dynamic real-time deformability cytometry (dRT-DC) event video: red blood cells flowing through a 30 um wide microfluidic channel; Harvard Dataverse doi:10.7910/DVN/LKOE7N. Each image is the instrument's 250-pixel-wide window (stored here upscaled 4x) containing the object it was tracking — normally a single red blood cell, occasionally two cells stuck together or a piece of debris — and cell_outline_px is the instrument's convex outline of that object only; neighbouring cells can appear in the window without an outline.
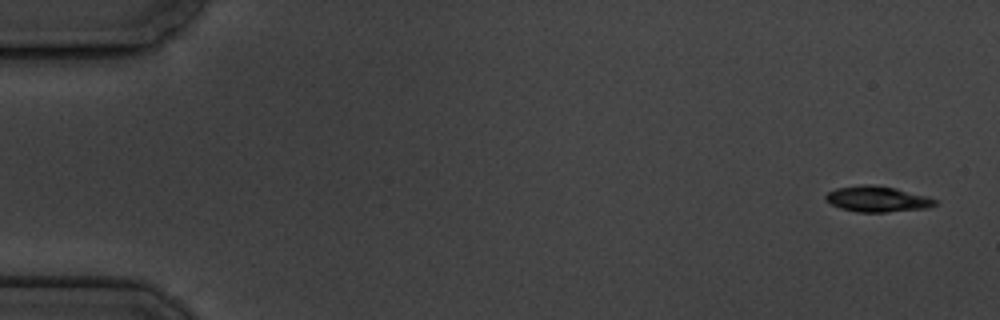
{"species": "common noctule bat (a hibernating species)", "species_latin": "Nyctalus noctula", "temperature_condition": "cold", "stored_images_in_passage": 7, "camera_frame_rate_fps": 3000, "um_per_image_px": 0.085, "animal": {"sex": "male", "body_mass_g": 19.5, "forearm_length_mm": 54.6}, "frame": {"image": 1, "passage_image": 1, "time_ms": 0.0, "image_size_px": [1000, 320], "cell_outline_px": [[936, 204], [928, 208], [884, 212], [856, 212], [840, 208], [824, 200], [824, 196], [828, 192], [836, 188], [864, 184], [872, 184], [896, 188], [928, 196], [936, 200]], "centroid_in_image_um": [74.55, 16.91], "position_along_channel_um": 10.4, "area_um2": 16.47}}
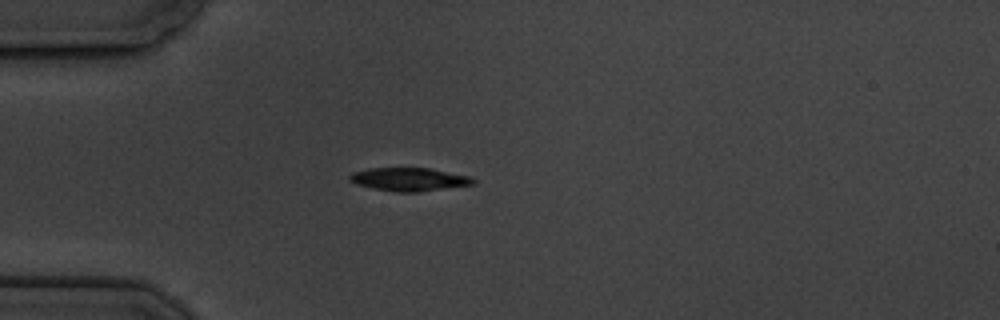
{"frame": {"image": 2, "passage_image": 5, "time_ms": 4.667, "image_size_px": [1000, 320], "cell_outline_px": [[476, 184], [416, 192], [396, 192], [356, 184], [348, 180], [348, 176], [352, 172], [368, 168], [428, 168], [468, 176], [476, 180]], "centroid_in_image_um": [34.75, 15.24], "position_along_channel_um": 50.3, "area_um2": 16.59}}
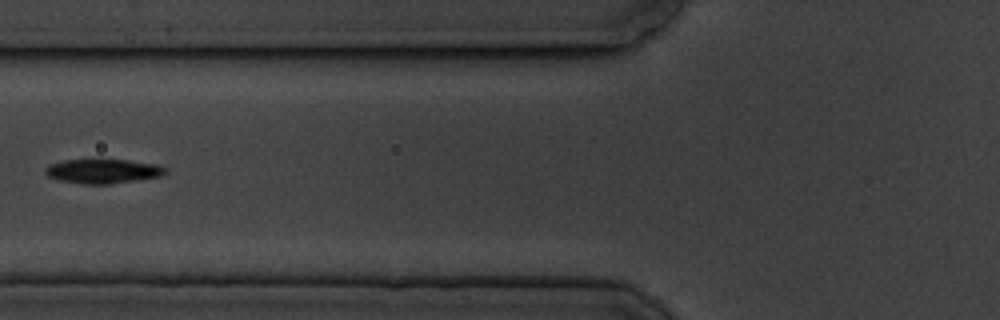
{"frame": {"image": 3, "passage_image": 7, "time_ms": 7.0, "image_size_px": [1000, 320], "cell_outline_px": [[168, 172], [160, 176], [136, 180], [108, 184], [80, 184], [60, 180], [48, 176], [44, 172], [44, 168], [48, 164], [64, 160], [128, 160], [156, 164], [168, 168]], "centroid_in_image_um": [8.74, 14.55], "position_along_channel_um": 117.1, "area_um2": 17.05}}